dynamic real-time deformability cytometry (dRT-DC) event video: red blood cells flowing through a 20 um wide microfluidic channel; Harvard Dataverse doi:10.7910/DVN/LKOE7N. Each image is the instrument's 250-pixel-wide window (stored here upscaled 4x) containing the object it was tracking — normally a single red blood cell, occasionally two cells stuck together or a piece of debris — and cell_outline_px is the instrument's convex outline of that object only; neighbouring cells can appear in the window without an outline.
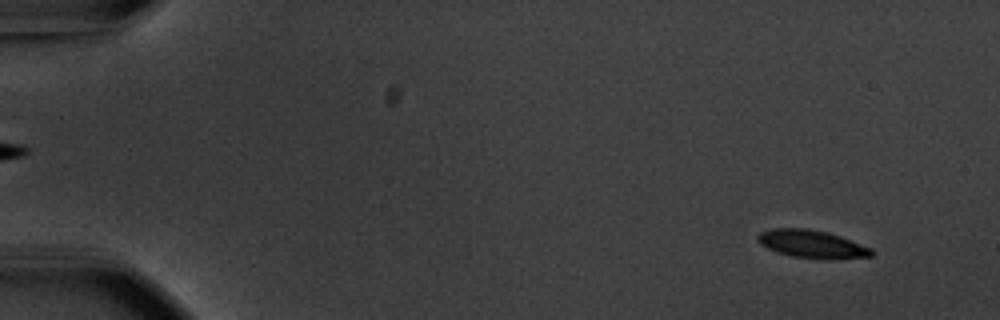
{"species": "common noctule bat (a hibernating species)", "species_latin": "Nyctalus noctula", "temperature_condition": "warm", "stored_images_in_passage": 55, "camera_frame_rate_fps": 3000, "um_per_image_px": 0.085, "animal": {"sex": "male", "body_mass_g": 20.1, "forearm_length_mm": 53.5}, "frame": {"image": 1, "passage_image": 4, "time_ms": 1.0, "image_size_px": [1000, 320], "cell_outline_px": [[876, 252], [872, 256], [828, 260], [792, 256], [776, 252], [760, 244], [756, 240], [756, 236], [760, 232], [772, 228], [804, 228], [828, 232], [840, 236], [872, 248]], "centroid_in_image_um": [69.02, 20.75], "position_along_channel_um": 16.0, "area_um2": 18.73}}
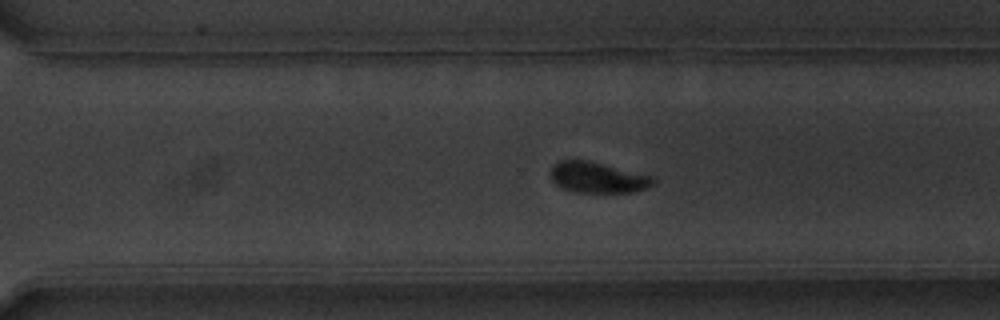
{"frame": {"image": 2, "passage_image": 39, "time_ms": 12.667, "image_size_px": [1000, 320], "cell_outline_px": [[656, 180], [652, 184], [644, 188], [632, 192], [576, 192], [564, 188], [556, 184], [552, 180], [548, 172], [552, 164], [560, 160], [588, 160], [652, 176]], "centroid_in_image_um": [50.73, 15.07], "position_along_channel_um": 319.9, "area_um2": 18.32}}
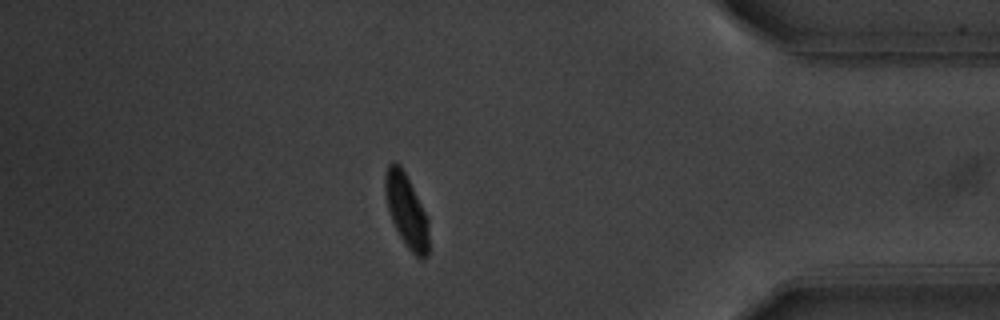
{"frame": {"image": 3, "passage_image": 48, "time_ms": 15.667, "image_size_px": [1000, 320], "cell_outline_px": [[428, 256], [416, 256], [408, 248], [400, 236], [392, 220], [388, 208], [384, 192], [384, 176], [388, 164], [392, 160], [396, 160], [400, 164], [428, 216]], "centroid_in_image_um": [34.53, 17.83], "position_along_channel_um": 400.7, "area_um2": 18.55}, "authors_computed_cell_mechanics": {"area_um2": 19.1318, "velocity_mm_per_s": 3.6911, "shape_relaxation_time_tau1_ms": 2.1016, "shape_relaxation_time_tau2_ms": 1.5652, "deformation_change_tau1": 0.1476, "deformation_change_tau2": 0.0434}}